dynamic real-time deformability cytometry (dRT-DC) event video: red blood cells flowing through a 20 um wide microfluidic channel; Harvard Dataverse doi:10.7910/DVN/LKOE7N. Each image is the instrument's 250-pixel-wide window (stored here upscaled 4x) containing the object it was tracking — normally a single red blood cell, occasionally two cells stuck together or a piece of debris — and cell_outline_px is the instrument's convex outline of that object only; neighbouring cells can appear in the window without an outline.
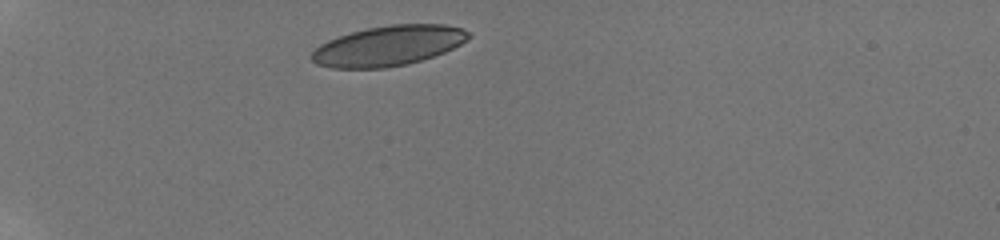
{"species": "human", "species_latin": "Homo sapiens", "temperature_condition": "room temperature", "stored_images_in_passage": 36, "camera_frame_rate_fps": 3000, "um_per_image_px": 0.085, "donor": {"sex": "male"}, "frame": {"image": 1, "passage_image": 1, "time_ms": 0.0, "image_size_px": [1000, 240], "cell_outline_px": [[472, 36], [460, 44], [444, 52], [408, 64], [388, 68], [332, 68], [316, 64], [308, 56], [320, 44], [328, 40], [352, 32], [368, 28], [388, 24], [444, 24], [460, 28], [468, 32]], "centroid_in_image_um": [32.98, 3.89], "position_along_channel_um": 52.0, "area_um2": 36.59}}
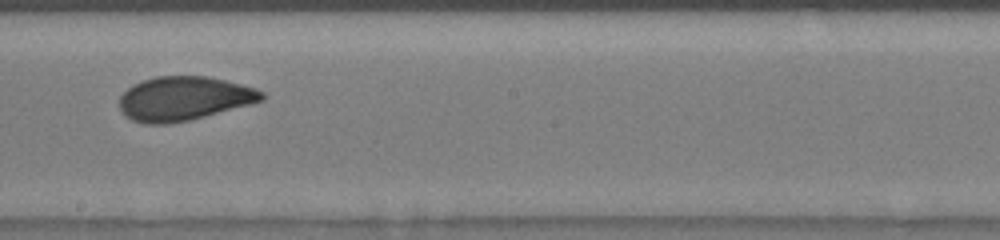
{"frame": {"image": 2, "passage_image": 18, "time_ms": 5.667, "image_size_px": [1000, 240], "cell_outline_px": [[264, 100], [204, 116], [188, 120], [168, 124], [144, 124], [132, 120], [124, 116], [120, 112], [120, 96], [132, 84], [156, 76], [204, 76], [224, 80], [256, 88], [264, 92]], "centroid_in_image_um": [15.59, 8.38], "position_along_channel_um": 232.6, "area_um2": 36.36}}
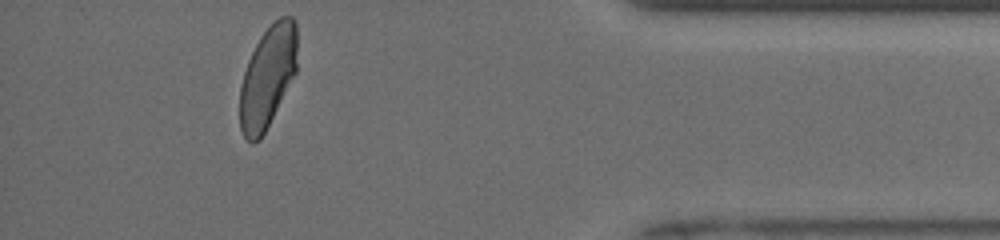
{"frame": {"image": 3, "passage_image": 34, "time_ms": 11.0, "image_size_px": [1000, 240], "cell_outline_px": [[296, 72], [260, 140], [252, 144], [244, 136], [240, 128], [240, 84], [248, 60], [260, 36], [280, 16], [292, 16], [296, 20]], "centroid_in_image_um": [22.74, 6.54], "position_along_channel_um": 412.5, "area_um2": 33.7}, "authors_computed_cell_mechanics": {"area_um2": 36.0672, "velocity_mm_per_s": 3.9398, "shape_relaxation_time_tau1_ms": 6.0641, "shape_relaxation_time_tau2_ms": 0.7489, "deformation_change_tau1": 0.1579, "deformation_change_tau2": 0.0509}}